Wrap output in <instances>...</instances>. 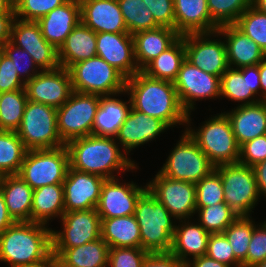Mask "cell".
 <instances>
[{
	"instance_id": "cell-1",
	"label": "cell",
	"mask_w": 266,
	"mask_h": 267,
	"mask_svg": "<svg viewBox=\"0 0 266 267\" xmlns=\"http://www.w3.org/2000/svg\"><path fill=\"white\" fill-rule=\"evenodd\" d=\"M69 154V167L105 179L118 178L139 166L128 157L114 137L88 135L75 138L65 144ZM123 152V153H122ZM117 176V177H116Z\"/></svg>"
},
{
	"instance_id": "cell-2",
	"label": "cell",
	"mask_w": 266,
	"mask_h": 267,
	"mask_svg": "<svg viewBox=\"0 0 266 267\" xmlns=\"http://www.w3.org/2000/svg\"><path fill=\"white\" fill-rule=\"evenodd\" d=\"M132 108L164 121L169 127L186 125L187 112L183 109L173 82L155 79L139 71L126 79Z\"/></svg>"
},
{
	"instance_id": "cell-3",
	"label": "cell",
	"mask_w": 266,
	"mask_h": 267,
	"mask_svg": "<svg viewBox=\"0 0 266 267\" xmlns=\"http://www.w3.org/2000/svg\"><path fill=\"white\" fill-rule=\"evenodd\" d=\"M52 254V229L47 225L15 222L0 235V262L23 267L43 261Z\"/></svg>"
},
{
	"instance_id": "cell-4",
	"label": "cell",
	"mask_w": 266,
	"mask_h": 267,
	"mask_svg": "<svg viewBox=\"0 0 266 267\" xmlns=\"http://www.w3.org/2000/svg\"><path fill=\"white\" fill-rule=\"evenodd\" d=\"M191 115V113L187 114L185 131L215 167L239 161L240 146L224 111L208 118L198 129L191 127Z\"/></svg>"
},
{
	"instance_id": "cell-5",
	"label": "cell",
	"mask_w": 266,
	"mask_h": 267,
	"mask_svg": "<svg viewBox=\"0 0 266 267\" xmlns=\"http://www.w3.org/2000/svg\"><path fill=\"white\" fill-rule=\"evenodd\" d=\"M134 216L140 228L142 249L149 253L171 251L176 219L148 189L138 199Z\"/></svg>"
},
{
	"instance_id": "cell-6",
	"label": "cell",
	"mask_w": 266,
	"mask_h": 267,
	"mask_svg": "<svg viewBox=\"0 0 266 267\" xmlns=\"http://www.w3.org/2000/svg\"><path fill=\"white\" fill-rule=\"evenodd\" d=\"M73 91L99 96L125 90L126 77L101 57L79 61L68 68Z\"/></svg>"
},
{
	"instance_id": "cell-7",
	"label": "cell",
	"mask_w": 266,
	"mask_h": 267,
	"mask_svg": "<svg viewBox=\"0 0 266 267\" xmlns=\"http://www.w3.org/2000/svg\"><path fill=\"white\" fill-rule=\"evenodd\" d=\"M17 134L27 150L65 146L57 130V108L27 101Z\"/></svg>"
},
{
	"instance_id": "cell-8",
	"label": "cell",
	"mask_w": 266,
	"mask_h": 267,
	"mask_svg": "<svg viewBox=\"0 0 266 267\" xmlns=\"http://www.w3.org/2000/svg\"><path fill=\"white\" fill-rule=\"evenodd\" d=\"M215 170L221 176L225 203L238 216H250L261 199L253 168L236 162L216 166Z\"/></svg>"
},
{
	"instance_id": "cell-9",
	"label": "cell",
	"mask_w": 266,
	"mask_h": 267,
	"mask_svg": "<svg viewBox=\"0 0 266 267\" xmlns=\"http://www.w3.org/2000/svg\"><path fill=\"white\" fill-rule=\"evenodd\" d=\"M69 167L66 146L27 150L18 175L34 190L51 184H63Z\"/></svg>"
},
{
	"instance_id": "cell-10",
	"label": "cell",
	"mask_w": 266,
	"mask_h": 267,
	"mask_svg": "<svg viewBox=\"0 0 266 267\" xmlns=\"http://www.w3.org/2000/svg\"><path fill=\"white\" fill-rule=\"evenodd\" d=\"M173 148L158 171L163 176L196 184L215 169L199 145L185 130Z\"/></svg>"
},
{
	"instance_id": "cell-11",
	"label": "cell",
	"mask_w": 266,
	"mask_h": 267,
	"mask_svg": "<svg viewBox=\"0 0 266 267\" xmlns=\"http://www.w3.org/2000/svg\"><path fill=\"white\" fill-rule=\"evenodd\" d=\"M100 96L73 91L70 98L57 108V130L67 142L91 135Z\"/></svg>"
},
{
	"instance_id": "cell-12",
	"label": "cell",
	"mask_w": 266,
	"mask_h": 267,
	"mask_svg": "<svg viewBox=\"0 0 266 267\" xmlns=\"http://www.w3.org/2000/svg\"><path fill=\"white\" fill-rule=\"evenodd\" d=\"M221 38L218 31L184 35L186 60L206 73L221 77L229 68L225 41Z\"/></svg>"
},
{
	"instance_id": "cell-13",
	"label": "cell",
	"mask_w": 266,
	"mask_h": 267,
	"mask_svg": "<svg viewBox=\"0 0 266 267\" xmlns=\"http://www.w3.org/2000/svg\"><path fill=\"white\" fill-rule=\"evenodd\" d=\"M147 189L161 202L174 219H192L196 214L195 183L174 180L159 172L147 183Z\"/></svg>"
},
{
	"instance_id": "cell-14",
	"label": "cell",
	"mask_w": 266,
	"mask_h": 267,
	"mask_svg": "<svg viewBox=\"0 0 266 267\" xmlns=\"http://www.w3.org/2000/svg\"><path fill=\"white\" fill-rule=\"evenodd\" d=\"M179 101L187 113H191L196 101L219 99L220 77L206 73L185 60L173 82Z\"/></svg>"
},
{
	"instance_id": "cell-15",
	"label": "cell",
	"mask_w": 266,
	"mask_h": 267,
	"mask_svg": "<svg viewBox=\"0 0 266 267\" xmlns=\"http://www.w3.org/2000/svg\"><path fill=\"white\" fill-rule=\"evenodd\" d=\"M61 230H52V248H73L101 238V218L96 209L62 215Z\"/></svg>"
},
{
	"instance_id": "cell-16",
	"label": "cell",
	"mask_w": 266,
	"mask_h": 267,
	"mask_svg": "<svg viewBox=\"0 0 266 267\" xmlns=\"http://www.w3.org/2000/svg\"><path fill=\"white\" fill-rule=\"evenodd\" d=\"M11 42L25 50L41 71L60 67L58 50L43 37L37 21L15 18L12 25Z\"/></svg>"
},
{
	"instance_id": "cell-17",
	"label": "cell",
	"mask_w": 266,
	"mask_h": 267,
	"mask_svg": "<svg viewBox=\"0 0 266 267\" xmlns=\"http://www.w3.org/2000/svg\"><path fill=\"white\" fill-rule=\"evenodd\" d=\"M25 91L29 101L59 108L73 93L69 71L64 67L40 71L25 83Z\"/></svg>"
},
{
	"instance_id": "cell-18",
	"label": "cell",
	"mask_w": 266,
	"mask_h": 267,
	"mask_svg": "<svg viewBox=\"0 0 266 267\" xmlns=\"http://www.w3.org/2000/svg\"><path fill=\"white\" fill-rule=\"evenodd\" d=\"M121 179H106L101 188L96 211L100 218H114L134 215L140 196L147 190L133 181L120 182Z\"/></svg>"
},
{
	"instance_id": "cell-19",
	"label": "cell",
	"mask_w": 266,
	"mask_h": 267,
	"mask_svg": "<svg viewBox=\"0 0 266 267\" xmlns=\"http://www.w3.org/2000/svg\"><path fill=\"white\" fill-rule=\"evenodd\" d=\"M105 178L68 167L64 188L65 212L96 209Z\"/></svg>"
},
{
	"instance_id": "cell-20",
	"label": "cell",
	"mask_w": 266,
	"mask_h": 267,
	"mask_svg": "<svg viewBox=\"0 0 266 267\" xmlns=\"http://www.w3.org/2000/svg\"><path fill=\"white\" fill-rule=\"evenodd\" d=\"M97 56L114 66L126 78L140 70L135 62L134 41L130 33L100 32L96 36Z\"/></svg>"
},
{
	"instance_id": "cell-21",
	"label": "cell",
	"mask_w": 266,
	"mask_h": 267,
	"mask_svg": "<svg viewBox=\"0 0 266 267\" xmlns=\"http://www.w3.org/2000/svg\"><path fill=\"white\" fill-rule=\"evenodd\" d=\"M259 79L258 65L245 66L239 69L229 67L220 77V99L225 97L229 101L241 102L237 105L254 104L261 101Z\"/></svg>"
},
{
	"instance_id": "cell-22",
	"label": "cell",
	"mask_w": 266,
	"mask_h": 267,
	"mask_svg": "<svg viewBox=\"0 0 266 267\" xmlns=\"http://www.w3.org/2000/svg\"><path fill=\"white\" fill-rule=\"evenodd\" d=\"M166 130H169V126L164 121L131 108L115 139L123 151L129 154L136 147L156 139Z\"/></svg>"
},
{
	"instance_id": "cell-23",
	"label": "cell",
	"mask_w": 266,
	"mask_h": 267,
	"mask_svg": "<svg viewBox=\"0 0 266 267\" xmlns=\"http://www.w3.org/2000/svg\"><path fill=\"white\" fill-rule=\"evenodd\" d=\"M81 22L95 33H128L117 0H79Z\"/></svg>"
},
{
	"instance_id": "cell-24",
	"label": "cell",
	"mask_w": 266,
	"mask_h": 267,
	"mask_svg": "<svg viewBox=\"0 0 266 267\" xmlns=\"http://www.w3.org/2000/svg\"><path fill=\"white\" fill-rule=\"evenodd\" d=\"M37 22L46 41L59 50L68 35L81 22L80 2L79 0H67Z\"/></svg>"
},
{
	"instance_id": "cell-25",
	"label": "cell",
	"mask_w": 266,
	"mask_h": 267,
	"mask_svg": "<svg viewBox=\"0 0 266 267\" xmlns=\"http://www.w3.org/2000/svg\"><path fill=\"white\" fill-rule=\"evenodd\" d=\"M224 113L231 122L239 146L266 134V100L254 104L238 105Z\"/></svg>"
},
{
	"instance_id": "cell-26",
	"label": "cell",
	"mask_w": 266,
	"mask_h": 267,
	"mask_svg": "<svg viewBox=\"0 0 266 267\" xmlns=\"http://www.w3.org/2000/svg\"><path fill=\"white\" fill-rule=\"evenodd\" d=\"M225 40L227 60L230 68L258 65L266 53L234 24L217 29Z\"/></svg>"
},
{
	"instance_id": "cell-27",
	"label": "cell",
	"mask_w": 266,
	"mask_h": 267,
	"mask_svg": "<svg viewBox=\"0 0 266 267\" xmlns=\"http://www.w3.org/2000/svg\"><path fill=\"white\" fill-rule=\"evenodd\" d=\"M122 94L128 93L124 90L117 94L100 96L91 135L114 138L118 135L132 108L130 97L128 101L115 98Z\"/></svg>"
},
{
	"instance_id": "cell-28",
	"label": "cell",
	"mask_w": 266,
	"mask_h": 267,
	"mask_svg": "<svg viewBox=\"0 0 266 267\" xmlns=\"http://www.w3.org/2000/svg\"><path fill=\"white\" fill-rule=\"evenodd\" d=\"M175 30L181 35L209 33L219 28L212 20L207 0H174Z\"/></svg>"
},
{
	"instance_id": "cell-29",
	"label": "cell",
	"mask_w": 266,
	"mask_h": 267,
	"mask_svg": "<svg viewBox=\"0 0 266 267\" xmlns=\"http://www.w3.org/2000/svg\"><path fill=\"white\" fill-rule=\"evenodd\" d=\"M177 223L170 252L184 263L191 258L204 256L211 233L191 219L179 220Z\"/></svg>"
},
{
	"instance_id": "cell-30",
	"label": "cell",
	"mask_w": 266,
	"mask_h": 267,
	"mask_svg": "<svg viewBox=\"0 0 266 267\" xmlns=\"http://www.w3.org/2000/svg\"><path fill=\"white\" fill-rule=\"evenodd\" d=\"M132 36L135 62L140 71L181 37L175 29L168 27L143 30Z\"/></svg>"
},
{
	"instance_id": "cell-31",
	"label": "cell",
	"mask_w": 266,
	"mask_h": 267,
	"mask_svg": "<svg viewBox=\"0 0 266 267\" xmlns=\"http://www.w3.org/2000/svg\"><path fill=\"white\" fill-rule=\"evenodd\" d=\"M0 190L13 220L31 221L34 190L18 174L0 176Z\"/></svg>"
},
{
	"instance_id": "cell-32",
	"label": "cell",
	"mask_w": 266,
	"mask_h": 267,
	"mask_svg": "<svg viewBox=\"0 0 266 267\" xmlns=\"http://www.w3.org/2000/svg\"><path fill=\"white\" fill-rule=\"evenodd\" d=\"M96 36L97 33L80 22L58 50L60 67L68 69L79 61L97 56Z\"/></svg>"
},
{
	"instance_id": "cell-33",
	"label": "cell",
	"mask_w": 266,
	"mask_h": 267,
	"mask_svg": "<svg viewBox=\"0 0 266 267\" xmlns=\"http://www.w3.org/2000/svg\"><path fill=\"white\" fill-rule=\"evenodd\" d=\"M61 267H107L109 246L99 238L73 248H52Z\"/></svg>"
},
{
	"instance_id": "cell-34",
	"label": "cell",
	"mask_w": 266,
	"mask_h": 267,
	"mask_svg": "<svg viewBox=\"0 0 266 267\" xmlns=\"http://www.w3.org/2000/svg\"><path fill=\"white\" fill-rule=\"evenodd\" d=\"M64 208L63 184H51L33 191L31 221L49 226L53 218H62Z\"/></svg>"
},
{
	"instance_id": "cell-35",
	"label": "cell",
	"mask_w": 266,
	"mask_h": 267,
	"mask_svg": "<svg viewBox=\"0 0 266 267\" xmlns=\"http://www.w3.org/2000/svg\"><path fill=\"white\" fill-rule=\"evenodd\" d=\"M101 238L109 248H141V236L134 215L101 218Z\"/></svg>"
},
{
	"instance_id": "cell-36",
	"label": "cell",
	"mask_w": 266,
	"mask_h": 267,
	"mask_svg": "<svg viewBox=\"0 0 266 267\" xmlns=\"http://www.w3.org/2000/svg\"><path fill=\"white\" fill-rule=\"evenodd\" d=\"M185 60L186 52L183 35L171 47L149 62L141 71L149 77L174 82Z\"/></svg>"
},
{
	"instance_id": "cell-37",
	"label": "cell",
	"mask_w": 266,
	"mask_h": 267,
	"mask_svg": "<svg viewBox=\"0 0 266 267\" xmlns=\"http://www.w3.org/2000/svg\"><path fill=\"white\" fill-rule=\"evenodd\" d=\"M26 152L17 132L0 131V176L18 174Z\"/></svg>"
},
{
	"instance_id": "cell-38",
	"label": "cell",
	"mask_w": 266,
	"mask_h": 267,
	"mask_svg": "<svg viewBox=\"0 0 266 267\" xmlns=\"http://www.w3.org/2000/svg\"><path fill=\"white\" fill-rule=\"evenodd\" d=\"M27 101L25 89L0 93V131H17Z\"/></svg>"
},
{
	"instance_id": "cell-39",
	"label": "cell",
	"mask_w": 266,
	"mask_h": 267,
	"mask_svg": "<svg viewBox=\"0 0 266 267\" xmlns=\"http://www.w3.org/2000/svg\"><path fill=\"white\" fill-rule=\"evenodd\" d=\"M122 12L128 33L133 35L143 30H152L160 27L146 7L143 0H117Z\"/></svg>"
},
{
	"instance_id": "cell-40",
	"label": "cell",
	"mask_w": 266,
	"mask_h": 267,
	"mask_svg": "<svg viewBox=\"0 0 266 267\" xmlns=\"http://www.w3.org/2000/svg\"><path fill=\"white\" fill-rule=\"evenodd\" d=\"M197 213L198 223L209 233H223L239 217L225 202L201 207Z\"/></svg>"
},
{
	"instance_id": "cell-41",
	"label": "cell",
	"mask_w": 266,
	"mask_h": 267,
	"mask_svg": "<svg viewBox=\"0 0 266 267\" xmlns=\"http://www.w3.org/2000/svg\"><path fill=\"white\" fill-rule=\"evenodd\" d=\"M256 223L251 216H239L224 232L228 242L232 246L235 258L242 263L248 252L253 228Z\"/></svg>"
},
{
	"instance_id": "cell-42",
	"label": "cell",
	"mask_w": 266,
	"mask_h": 267,
	"mask_svg": "<svg viewBox=\"0 0 266 267\" xmlns=\"http://www.w3.org/2000/svg\"><path fill=\"white\" fill-rule=\"evenodd\" d=\"M266 53V14L254 6L246 9L234 24Z\"/></svg>"
},
{
	"instance_id": "cell-43",
	"label": "cell",
	"mask_w": 266,
	"mask_h": 267,
	"mask_svg": "<svg viewBox=\"0 0 266 267\" xmlns=\"http://www.w3.org/2000/svg\"><path fill=\"white\" fill-rule=\"evenodd\" d=\"M210 16L218 26L233 25L252 0H207Z\"/></svg>"
},
{
	"instance_id": "cell-44",
	"label": "cell",
	"mask_w": 266,
	"mask_h": 267,
	"mask_svg": "<svg viewBox=\"0 0 266 267\" xmlns=\"http://www.w3.org/2000/svg\"><path fill=\"white\" fill-rule=\"evenodd\" d=\"M196 210L225 202L220 174L214 169L208 176L195 184Z\"/></svg>"
},
{
	"instance_id": "cell-45",
	"label": "cell",
	"mask_w": 266,
	"mask_h": 267,
	"mask_svg": "<svg viewBox=\"0 0 266 267\" xmlns=\"http://www.w3.org/2000/svg\"><path fill=\"white\" fill-rule=\"evenodd\" d=\"M67 0H13L16 18L38 21L41 17L61 6ZM22 16V17H21Z\"/></svg>"
},
{
	"instance_id": "cell-46",
	"label": "cell",
	"mask_w": 266,
	"mask_h": 267,
	"mask_svg": "<svg viewBox=\"0 0 266 267\" xmlns=\"http://www.w3.org/2000/svg\"><path fill=\"white\" fill-rule=\"evenodd\" d=\"M3 53L12 60L19 77L25 83L33 79L41 71L34 63L32 57L11 41L3 45Z\"/></svg>"
},
{
	"instance_id": "cell-47",
	"label": "cell",
	"mask_w": 266,
	"mask_h": 267,
	"mask_svg": "<svg viewBox=\"0 0 266 267\" xmlns=\"http://www.w3.org/2000/svg\"><path fill=\"white\" fill-rule=\"evenodd\" d=\"M205 255L231 267H242V264L235 258L232 246L223 233L210 234Z\"/></svg>"
},
{
	"instance_id": "cell-48",
	"label": "cell",
	"mask_w": 266,
	"mask_h": 267,
	"mask_svg": "<svg viewBox=\"0 0 266 267\" xmlns=\"http://www.w3.org/2000/svg\"><path fill=\"white\" fill-rule=\"evenodd\" d=\"M148 251L137 247L109 248V267H141Z\"/></svg>"
},
{
	"instance_id": "cell-49",
	"label": "cell",
	"mask_w": 266,
	"mask_h": 267,
	"mask_svg": "<svg viewBox=\"0 0 266 267\" xmlns=\"http://www.w3.org/2000/svg\"><path fill=\"white\" fill-rule=\"evenodd\" d=\"M266 260V221L255 225L242 267H253Z\"/></svg>"
},
{
	"instance_id": "cell-50",
	"label": "cell",
	"mask_w": 266,
	"mask_h": 267,
	"mask_svg": "<svg viewBox=\"0 0 266 267\" xmlns=\"http://www.w3.org/2000/svg\"><path fill=\"white\" fill-rule=\"evenodd\" d=\"M266 160V135L256 137L240 146L239 163L253 167Z\"/></svg>"
},
{
	"instance_id": "cell-51",
	"label": "cell",
	"mask_w": 266,
	"mask_h": 267,
	"mask_svg": "<svg viewBox=\"0 0 266 267\" xmlns=\"http://www.w3.org/2000/svg\"><path fill=\"white\" fill-rule=\"evenodd\" d=\"M25 89L13 62L3 52L0 54V93Z\"/></svg>"
},
{
	"instance_id": "cell-52",
	"label": "cell",
	"mask_w": 266,
	"mask_h": 267,
	"mask_svg": "<svg viewBox=\"0 0 266 267\" xmlns=\"http://www.w3.org/2000/svg\"><path fill=\"white\" fill-rule=\"evenodd\" d=\"M160 27L175 29L174 0H143Z\"/></svg>"
},
{
	"instance_id": "cell-53",
	"label": "cell",
	"mask_w": 266,
	"mask_h": 267,
	"mask_svg": "<svg viewBox=\"0 0 266 267\" xmlns=\"http://www.w3.org/2000/svg\"><path fill=\"white\" fill-rule=\"evenodd\" d=\"M141 267H185L171 252L148 253Z\"/></svg>"
},
{
	"instance_id": "cell-54",
	"label": "cell",
	"mask_w": 266,
	"mask_h": 267,
	"mask_svg": "<svg viewBox=\"0 0 266 267\" xmlns=\"http://www.w3.org/2000/svg\"><path fill=\"white\" fill-rule=\"evenodd\" d=\"M15 18V13L0 14V44L5 45L11 41L12 25Z\"/></svg>"
},
{
	"instance_id": "cell-55",
	"label": "cell",
	"mask_w": 266,
	"mask_h": 267,
	"mask_svg": "<svg viewBox=\"0 0 266 267\" xmlns=\"http://www.w3.org/2000/svg\"><path fill=\"white\" fill-rule=\"evenodd\" d=\"M255 173L260 197H266V160L252 167Z\"/></svg>"
},
{
	"instance_id": "cell-56",
	"label": "cell",
	"mask_w": 266,
	"mask_h": 267,
	"mask_svg": "<svg viewBox=\"0 0 266 267\" xmlns=\"http://www.w3.org/2000/svg\"><path fill=\"white\" fill-rule=\"evenodd\" d=\"M185 267H231V266L220 263L219 261H216L204 255L188 260V262L185 263Z\"/></svg>"
},
{
	"instance_id": "cell-57",
	"label": "cell",
	"mask_w": 266,
	"mask_h": 267,
	"mask_svg": "<svg viewBox=\"0 0 266 267\" xmlns=\"http://www.w3.org/2000/svg\"><path fill=\"white\" fill-rule=\"evenodd\" d=\"M14 223L15 221L7 210L2 191L0 190V235L5 229L13 225Z\"/></svg>"
},
{
	"instance_id": "cell-58",
	"label": "cell",
	"mask_w": 266,
	"mask_h": 267,
	"mask_svg": "<svg viewBox=\"0 0 266 267\" xmlns=\"http://www.w3.org/2000/svg\"><path fill=\"white\" fill-rule=\"evenodd\" d=\"M261 86V100H266V57L258 64Z\"/></svg>"
},
{
	"instance_id": "cell-59",
	"label": "cell",
	"mask_w": 266,
	"mask_h": 267,
	"mask_svg": "<svg viewBox=\"0 0 266 267\" xmlns=\"http://www.w3.org/2000/svg\"><path fill=\"white\" fill-rule=\"evenodd\" d=\"M23 267H61L58 258L52 253L48 258L41 262L30 264Z\"/></svg>"
},
{
	"instance_id": "cell-60",
	"label": "cell",
	"mask_w": 266,
	"mask_h": 267,
	"mask_svg": "<svg viewBox=\"0 0 266 267\" xmlns=\"http://www.w3.org/2000/svg\"><path fill=\"white\" fill-rule=\"evenodd\" d=\"M14 13L13 0H0V14Z\"/></svg>"
},
{
	"instance_id": "cell-61",
	"label": "cell",
	"mask_w": 266,
	"mask_h": 267,
	"mask_svg": "<svg viewBox=\"0 0 266 267\" xmlns=\"http://www.w3.org/2000/svg\"><path fill=\"white\" fill-rule=\"evenodd\" d=\"M252 6L266 14V0H252Z\"/></svg>"
},
{
	"instance_id": "cell-62",
	"label": "cell",
	"mask_w": 266,
	"mask_h": 267,
	"mask_svg": "<svg viewBox=\"0 0 266 267\" xmlns=\"http://www.w3.org/2000/svg\"><path fill=\"white\" fill-rule=\"evenodd\" d=\"M253 267H266V260L257 263V264L254 265Z\"/></svg>"
},
{
	"instance_id": "cell-63",
	"label": "cell",
	"mask_w": 266,
	"mask_h": 267,
	"mask_svg": "<svg viewBox=\"0 0 266 267\" xmlns=\"http://www.w3.org/2000/svg\"><path fill=\"white\" fill-rule=\"evenodd\" d=\"M3 52V45L0 44V54Z\"/></svg>"
}]
</instances>
